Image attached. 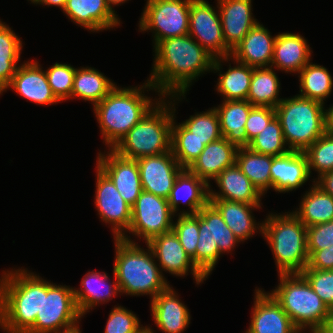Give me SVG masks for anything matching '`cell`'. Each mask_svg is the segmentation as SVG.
I'll use <instances>...</instances> for the list:
<instances>
[{"mask_svg": "<svg viewBox=\"0 0 333 333\" xmlns=\"http://www.w3.org/2000/svg\"><path fill=\"white\" fill-rule=\"evenodd\" d=\"M153 52L155 57L147 80L161 97L186 95L194 81L205 72H212L215 61L189 34L160 41Z\"/></svg>", "mask_w": 333, "mask_h": 333, "instance_id": "obj_1", "label": "cell"}, {"mask_svg": "<svg viewBox=\"0 0 333 333\" xmlns=\"http://www.w3.org/2000/svg\"><path fill=\"white\" fill-rule=\"evenodd\" d=\"M151 90L158 94V98L155 96L153 99V96L145 94ZM161 98L157 89L145 80L143 85L138 86L116 85L101 102L92 107L106 149H113Z\"/></svg>", "mask_w": 333, "mask_h": 333, "instance_id": "obj_2", "label": "cell"}, {"mask_svg": "<svg viewBox=\"0 0 333 333\" xmlns=\"http://www.w3.org/2000/svg\"><path fill=\"white\" fill-rule=\"evenodd\" d=\"M0 276V329L26 333L41 311L42 277L24 267L2 270Z\"/></svg>", "mask_w": 333, "mask_h": 333, "instance_id": "obj_3", "label": "cell"}, {"mask_svg": "<svg viewBox=\"0 0 333 333\" xmlns=\"http://www.w3.org/2000/svg\"><path fill=\"white\" fill-rule=\"evenodd\" d=\"M114 240V266L113 272L117 279L120 296H144L152 301L159 292L164 291L169 285L155 260L152 250L136 242H129L122 238Z\"/></svg>", "mask_w": 333, "mask_h": 333, "instance_id": "obj_4", "label": "cell"}, {"mask_svg": "<svg viewBox=\"0 0 333 333\" xmlns=\"http://www.w3.org/2000/svg\"><path fill=\"white\" fill-rule=\"evenodd\" d=\"M185 96L162 97L112 150L124 158L135 160L169 152L176 105L184 101Z\"/></svg>", "mask_w": 333, "mask_h": 333, "instance_id": "obj_5", "label": "cell"}, {"mask_svg": "<svg viewBox=\"0 0 333 333\" xmlns=\"http://www.w3.org/2000/svg\"><path fill=\"white\" fill-rule=\"evenodd\" d=\"M266 215L262 237L271 249L277 274H300L309 259L307 227L291 211Z\"/></svg>", "mask_w": 333, "mask_h": 333, "instance_id": "obj_6", "label": "cell"}, {"mask_svg": "<svg viewBox=\"0 0 333 333\" xmlns=\"http://www.w3.org/2000/svg\"><path fill=\"white\" fill-rule=\"evenodd\" d=\"M278 276V285L268 293L287 313L294 326L301 333L322 331L329 317V307L301 274Z\"/></svg>", "mask_w": 333, "mask_h": 333, "instance_id": "obj_7", "label": "cell"}, {"mask_svg": "<svg viewBox=\"0 0 333 333\" xmlns=\"http://www.w3.org/2000/svg\"><path fill=\"white\" fill-rule=\"evenodd\" d=\"M298 94L284 98L276 107L284 140L290 150L305 152L326 132V108Z\"/></svg>", "mask_w": 333, "mask_h": 333, "instance_id": "obj_8", "label": "cell"}, {"mask_svg": "<svg viewBox=\"0 0 333 333\" xmlns=\"http://www.w3.org/2000/svg\"><path fill=\"white\" fill-rule=\"evenodd\" d=\"M197 214L199 215V237L196 248V267L209 278L222 254L233 252L241 241L210 202Z\"/></svg>", "mask_w": 333, "mask_h": 333, "instance_id": "obj_9", "label": "cell"}, {"mask_svg": "<svg viewBox=\"0 0 333 333\" xmlns=\"http://www.w3.org/2000/svg\"><path fill=\"white\" fill-rule=\"evenodd\" d=\"M74 287L42 278V305L34 325L26 333H58L81 322L74 299Z\"/></svg>", "mask_w": 333, "mask_h": 333, "instance_id": "obj_10", "label": "cell"}, {"mask_svg": "<svg viewBox=\"0 0 333 333\" xmlns=\"http://www.w3.org/2000/svg\"><path fill=\"white\" fill-rule=\"evenodd\" d=\"M191 0H146L138 30L151 32L153 48L167 38L187 35Z\"/></svg>", "mask_w": 333, "mask_h": 333, "instance_id": "obj_11", "label": "cell"}, {"mask_svg": "<svg viewBox=\"0 0 333 333\" xmlns=\"http://www.w3.org/2000/svg\"><path fill=\"white\" fill-rule=\"evenodd\" d=\"M174 217L177 218L166 198L143 190L131 207L129 230L121 238L133 243L142 240L146 244L154 237L172 231ZM128 233L137 240H132Z\"/></svg>", "mask_w": 333, "mask_h": 333, "instance_id": "obj_12", "label": "cell"}, {"mask_svg": "<svg viewBox=\"0 0 333 333\" xmlns=\"http://www.w3.org/2000/svg\"><path fill=\"white\" fill-rule=\"evenodd\" d=\"M188 34L215 58L231 56L217 5L215 8L206 0H191Z\"/></svg>", "mask_w": 333, "mask_h": 333, "instance_id": "obj_13", "label": "cell"}, {"mask_svg": "<svg viewBox=\"0 0 333 333\" xmlns=\"http://www.w3.org/2000/svg\"><path fill=\"white\" fill-rule=\"evenodd\" d=\"M94 205L97 215L111 226L113 238H121L130 227L131 206L120 196L112 180L96 165Z\"/></svg>", "mask_w": 333, "mask_h": 333, "instance_id": "obj_14", "label": "cell"}, {"mask_svg": "<svg viewBox=\"0 0 333 333\" xmlns=\"http://www.w3.org/2000/svg\"><path fill=\"white\" fill-rule=\"evenodd\" d=\"M146 244L152 250L160 271L166 280L165 272L180 278L192 274L196 286L208 279L195 266L173 231L156 236Z\"/></svg>", "mask_w": 333, "mask_h": 333, "instance_id": "obj_15", "label": "cell"}, {"mask_svg": "<svg viewBox=\"0 0 333 333\" xmlns=\"http://www.w3.org/2000/svg\"><path fill=\"white\" fill-rule=\"evenodd\" d=\"M96 165L112 180L120 196L132 207L143 191L140 170L135 159L118 155L112 149L96 157Z\"/></svg>", "mask_w": 333, "mask_h": 333, "instance_id": "obj_16", "label": "cell"}, {"mask_svg": "<svg viewBox=\"0 0 333 333\" xmlns=\"http://www.w3.org/2000/svg\"><path fill=\"white\" fill-rule=\"evenodd\" d=\"M144 191L168 199L176 177L183 170L172 151L136 159Z\"/></svg>", "mask_w": 333, "mask_h": 333, "instance_id": "obj_17", "label": "cell"}, {"mask_svg": "<svg viewBox=\"0 0 333 333\" xmlns=\"http://www.w3.org/2000/svg\"><path fill=\"white\" fill-rule=\"evenodd\" d=\"M42 68L37 60L31 59V61L22 62L0 95H3L7 89H11L19 96L37 105L50 106L59 103L60 101L48 84L46 72Z\"/></svg>", "mask_w": 333, "mask_h": 333, "instance_id": "obj_18", "label": "cell"}, {"mask_svg": "<svg viewBox=\"0 0 333 333\" xmlns=\"http://www.w3.org/2000/svg\"><path fill=\"white\" fill-rule=\"evenodd\" d=\"M253 301L251 322L245 333H301L264 288H255Z\"/></svg>", "mask_w": 333, "mask_h": 333, "instance_id": "obj_19", "label": "cell"}, {"mask_svg": "<svg viewBox=\"0 0 333 333\" xmlns=\"http://www.w3.org/2000/svg\"><path fill=\"white\" fill-rule=\"evenodd\" d=\"M62 12L71 22L92 33L113 30L122 23L107 0H67Z\"/></svg>", "mask_w": 333, "mask_h": 333, "instance_id": "obj_20", "label": "cell"}, {"mask_svg": "<svg viewBox=\"0 0 333 333\" xmlns=\"http://www.w3.org/2000/svg\"><path fill=\"white\" fill-rule=\"evenodd\" d=\"M149 302L157 330L163 333H183L189 327L190 311L171 284Z\"/></svg>", "mask_w": 333, "mask_h": 333, "instance_id": "obj_21", "label": "cell"}, {"mask_svg": "<svg viewBox=\"0 0 333 333\" xmlns=\"http://www.w3.org/2000/svg\"><path fill=\"white\" fill-rule=\"evenodd\" d=\"M226 46L232 51L259 21L252 0H216Z\"/></svg>", "mask_w": 333, "mask_h": 333, "instance_id": "obj_22", "label": "cell"}, {"mask_svg": "<svg viewBox=\"0 0 333 333\" xmlns=\"http://www.w3.org/2000/svg\"><path fill=\"white\" fill-rule=\"evenodd\" d=\"M270 174L271 189L283 194L298 190L312 177L306 154L293 150L272 159Z\"/></svg>", "mask_w": 333, "mask_h": 333, "instance_id": "obj_23", "label": "cell"}, {"mask_svg": "<svg viewBox=\"0 0 333 333\" xmlns=\"http://www.w3.org/2000/svg\"><path fill=\"white\" fill-rule=\"evenodd\" d=\"M111 281L108 273L88 271L81 280L80 288L74 289V299L80 315L85 317L88 312L97 306L109 303L120 291L117 279Z\"/></svg>", "mask_w": 333, "mask_h": 333, "instance_id": "obj_24", "label": "cell"}, {"mask_svg": "<svg viewBox=\"0 0 333 333\" xmlns=\"http://www.w3.org/2000/svg\"><path fill=\"white\" fill-rule=\"evenodd\" d=\"M299 33H278L274 42L271 67L284 73L298 74L300 70L312 61V48Z\"/></svg>", "mask_w": 333, "mask_h": 333, "instance_id": "obj_25", "label": "cell"}, {"mask_svg": "<svg viewBox=\"0 0 333 333\" xmlns=\"http://www.w3.org/2000/svg\"><path fill=\"white\" fill-rule=\"evenodd\" d=\"M167 200L175 215L197 214L209 202V185L188 169H183L176 177ZM180 204L188 209L181 210Z\"/></svg>", "mask_w": 333, "mask_h": 333, "instance_id": "obj_26", "label": "cell"}, {"mask_svg": "<svg viewBox=\"0 0 333 333\" xmlns=\"http://www.w3.org/2000/svg\"><path fill=\"white\" fill-rule=\"evenodd\" d=\"M276 36L259 22L232 50L231 57L253 68L271 67Z\"/></svg>", "mask_w": 333, "mask_h": 333, "instance_id": "obj_27", "label": "cell"}, {"mask_svg": "<svg viewBox=\"0 0 333 333\" xmlns=\"http://www.w3.org/2000/svg\"><path fill=\"white\" fill-rule=\"evenodd\" d=\"M214 182L219 191L213 190L211 187L213 185H209V199L262 204L264 195L252 184L236 163L222 171L214 179Z\"/></svg>", "mask_w": 333, "mask_h": 333, "instance_id": "obj_28", "label": "cell"}, {"mask_svg": "<svg viewBox=\"0 0 333 333\" xmlns=\"http://www.w3.org/2000/svg\"><path fill=\"white\" fill-rule=\"evenodd\" d=\"M230 60L233 65L231 66ZM226 62V63H225ZM225 63V64H224ZM227 65L226 72H222L223 65ZM253 67L234 60L231 56L215 58L213 73H218L219 78L214 89L223 100H247Z\"/></svg>", "mask_w": 333, "mask_h": 333, "instance_id": "obj_29", "label": "cell"}, {"mask_svg": "<svg viewBox=\"0 0 333 333\" xmlns=\"http://www.w3.org/2000/svg\"><path fill=\"white\" fill-rule=\"evenodd\" d=\"M209 202L219 211L227 226L242 243L258 232L262 235L263 222H257L253 212L255 209V211L262 209L263 204H248L221 199H209Z\"/></svg>", "mask_w": 333, "mask_h": 333, "instance_id": "obj_30", "label": "cell"}, {"mask_svg": "<svg viewBox=\"0 0 333 333\" xmlns=\"http://www.w3.org/2000/svg\"><path fill=\"white\" fill-rule=\"evenodd\" d=\"M237 150L235 144L222 137L207 144L188 170L211 185L222 171L235 164Z\"/></svg>", "mask_w": 333, "mask_h": 333, "instance_id": "obj_31", "label": "cell"}, {"mask_svg": "<svg viewBox=\"0 0 333 333\" xmlns=\"http://www.w3.org/2000/svg\"><path fill=\"white\" fill-rule=\"evenodd\" d=\"M217 107L222 136L237 147H247L245 124L254 107L248 100H222Z\"/></svg>", "mask_w": 333, "mask_h": 333, "instance_id": "obj_32", "label": "cell"}, {"mask_svg": "<svg viewBox=\"0 0 333 333\" xmlns=\"http://www.w3.org/2000/svg\"><path fill=\"white\" fill-rule=\"evenodd\" d=\"M190 115L185 121L176 122L174 116L171 126V137H194L207 144L221 139L220 122L214 107Z\"/></svg>", "mask_w": 333, "mask_h": 333, "instance_id": "obj_33", "label": "cell"}, {"mask_svg": "<svg viewBox=\"0 0 333 333\" xmlns=\"http://www.w3.org/2000/svg\"><path fill=\"white\" fill-rule=\"evenodd\" d=\"M116 83L94 67L76 68L71 99L78 98L93 105L102 101L115 87Z\"/></svg>", "mask_w": 333, "mask_h": 333, "instance_id": "obj_34", "label": "cell"}, {"mask_svg": "<svg viewBox=\"0 0 333 333\" xmlns=\"http://www.w3.org/2000/svg\"><path fill=\"white\" fill-rule=\"evenodd\" d=\"M292 212L306 227L326 223L333 220V196L313 182Z\"/></svg>", "mask_w": 333, "mask_h": 333, "instance_id": "obj_35", "label": "cell"}, {"mask_svg": "<svg viewBox=\"0 0 333 333\" xmlns=\"http://www.w3.org/2000/svg\"><path fill=\"white\" fill-rule=\"evenodd\" d=\"M277 71L273 67L254 68L247 100L253 106L275 108L284 98ZM280 96V97H279Z\"/></svg>", "mask_w": 333, "mask_h": 333, "instance_id": "obj_36", "label": "cell"}, {"mask_svg": "<svg viewBox=\"0 0 333 333\" xmlns=\"http://www.w3.org/2000/svg\"><path fill=\"white\" fill-rule=\"evenodd\" d=\"M273 158L270 155L256 153L248 147H238L236 153V165L264 197L268 190H271L270 168Z\"/></svg>", "mask_w": 333, "mask_h": 333, "instance_id": "obj_37", "label": "cell"}, {"mask_svg": "<svg viewBox=\"0 0 333 333\" xmlns=\"http://www.w3.org/2000/svg\"><path fill=\"white\" fill-rule=\"evenodd\" d=\"M299 78L298 95L325 104L333 90V77L328 69L309 62L297 74Z\"/></svg>", "mask_w": 333, "mask_h": 333, "instance_id": "obj_38", "label": "cell"}, {"mask_svg": "<svg viewBox=\"0 0 333 333\" xmlns=\"http://www.w3.org/2000/svg\"><path fill=\"white\" fill-rule=\"evenodd\" d=\"M247 147L256 153L273 157L290 151L284 140L281 123L276 116L259 135L250 141Z\"/></svg>", "mask_w": 333, "mask_h": 333, "instance_id": "obj_39", "label": "cell"}, {"mask_svg": "<svg viewBox=\"0 0 333 333\" xmlns=\"http://www.w3.org/2000/svg\"><path fill=\"white\" fill-rule=\"evenodd\" d=\"M308 159L310 175L315 171V182L323 174L333 171V134L325 132L305 152Z\"/></svg>", "mask_w": 333, "mask_h": 333, "instance_id": "obj_40", "label": "cell"}, {"mask_svg": "<svg viewBox=\"0 0 333 333\" xmlns=\"http://www.w3.org/2000/svg\"><path fill=\"white\" fill-rule=\"evenodd\" d=\"M178 218L173 221L172 231L178 237L186 253L196 266V248L199 237V215L177 214Z\"/></svg>", "mask_w": 333, "mask_h": 333, "instance_id": "obj_41", "label": "cell"}, {"mask_svg": "<svg viewBox=\"0 0 333 333\" xmlns=\"http://www.w3.org/2000/svg\"><path fill=\"white\" fill-rule=\"evenodd\" d=\"M53 94L61 102L71 100L76 68L71 64L56 62L45 70Z\"/></svg>", "mask_w": 333, "mask_h": 333, "instance_id": "obj_42", "label": "cell"}, {"mask_svg": "<svg viewBox=\"0 0 333 333\" xmlns=\"http://www.w3.org/2000/svg\"><path fill=\"white\" fill-rule=\"evenodd\" d=\"M144 327L132 310L117 304L108 315L104 333H139Z\"/></svg>", "mask_w": 333, "mask_h": 333, "instance_id": "obj_43", "label": "cell"}, {"mask_svg": "<svg viewBox=\"0 0 333 333\" xmlns=\"http://www.w3.org/2000/svg\"><path fill=\"white\" fill-rule=\"evenodd\" d=\"M204 148L205 145L197 138L171 137V151L183 169H188Z\"/></svg>", "mask_w": 333, "mask_h": 333, "instance_id": "obj_44", "label": "cell"}, {"mask_svg": "<svg viewBox=\"0 0 333 333\" xmlns=\"http://www.w3.org/2000/svg\"><path fill=\"white\" fill-rule=\"evenodd\" d=\"M300 274L329 309L333 308V271L304 269Z\"/></svg>", "mask_w": 333, "mask_h": 333, "instance_id": "obj_45", "label": "cell"}, {"mask_svg": "<svg viewBox=\"0 0 333 333\" xmlns=\"http://www.w3.org/2000/svg\"><path fill=\"white\" fill-rule=\"evenodd\" d=\"M275 116V108L254 106L245 124L247 140L250 142L259 135Z\"/></svg>", "mask_w": 333, "mask_h": 333, "instance_id": "obj_46", "label": "cell"}, {"mask_svg": "<svg viewBox=\"0 0 333 333\" xmlns=\"http://www.w3.org/2000/svg\"><path fill=\"white\" fill-rule=\"evenodd\" d=\"M333 245V220L307 227L308 250H321Z\"/></svg>", "mask_w": 333, "mask_h": 333, "instance_id": "obj_47", "label": "cell"}, {"mask_svg": "<svg viewBox=\"0 0 333 333\" xmlns=\"http://www.w3.org/2000/svg\"><path fill=\"white\" fill-rule=\"evenodd\" d=\"M23 42L5 22L0 20V56H21Z\"/></svg>", "mask_w": 333, "mask_h": 333, "instance_id": "obj_48", "label": "cell"}, {"mask_svg": "<svg viewBox=\"0 0 333 333\" xmlns=\"http://www.w3.org/2000/svg\"><path fill=\"white\" fill-rule=\"evenodd\" d=\"M308 264L305 269L332 270L333 245L321 250H308Z\"/></svg>", "mask_w": 333, "mask_h": 333, "instance_id": "obj_49", "label": "cell"}, {"mask_svg": "<svg viewBox=\"0 0 333 333\" xmlns=\"http://www.w3.org/2000/svg\"><path fill=\"white\" fill-rule=\"evenodd\" d=\"M20 59L21 56H0V93L13 78L16 69L21 64Z\"/></svg>", "mask_w": 333, "mask_h": 333, "instance_id": "obj_50", "label": "cell"}, {"mask_svg": "<svg viewBox=\"0 0 333 333\" xmlns=\"http://www.w3.org/2000/svg\"><path fill=\"white\" fill-rule=\"evenodd\" d=\"M315 183L326 193L333 196V171L323 174Z\"/></svg>", "mask_w": 333, "mask_h": 333, "instance_id": "obj_51", "label": "cell"}, {"mask_svg": "<svg viewBox=\"0 0 333 333\" xmlns=\"http://www.w3.org/2000/svg\"><path fill=\"white\" fill-rule=\"evenodd\" d=\"M30 1L34 5H42V6H54L60 8V10H64L67 0H27Z\"/></svg>", "mask_w": 333, "mask_h": 333, "instance_id": "obj_52", "label": "cell"}, {"mask_svg": "<svg viewBox=\"0 0 333 333\" xmlns=\"http://www.w3.org/2000/svg\"><path fill=\"white\" fill-rule=\"evenodd\" d=\"M326 108V131L333 134V104Z\"/></svg>", "mask_w": 333, "mask_h": 333, "instance_id": "obj_53", "label": "cell"}, {"mask_svg": "<svg viewBox=\"0 0 333 333\" xmlns=\"http://www.w3.org/2000/svg\"><path fill=\"white\" fill-rule=\"evenodd\" d=\"M323 333H333V308L329 311V317L327 319L326 325L322 329Z\"/></svg>", "mask_w": 333, "mask_h": 333, "instance_id": "obj_54", "label": "cell"}, {"mask_svg": "<svg viewBox=\"0 0 333 333\" xmlns=\"http://www.w3.org/2000/svg\"><path fill=\"white\" fill-rule=\"evenodd\" d=\"M80 324L81 323H79L78 325H76V326H74V327H72L70 329L59 331L58 333H82V329H81Z\"/></svg>", "mask_w": 333, "mask_h": 333, "instance_id": "obj_55", "label": "cell"}, {"mask_svg": "<svg viewBox=\"0 0 333 333\" xmlns=\"http://www.w3.org/2000/svg\"><path fill=\"white\" fill-rule=\"evenodd\" d=\"M112 7H116V6H121V4H124L125 2L129 1V0H107Z\"/></svg>", "mask_w": 333, "mask_h": 333, "instance_id": "obj_56", "label": "cell"}, {"mask_svg": "<svg viewBox=\"0 0 333 333\" xmlns=\"http://www.w3.org/2000/svg\"><path fill=\"white\" fill-rule=\"evenodd\" d=\"M139 333H150L149 329H148V326L145 325V327Z\"/></svg>", "mask_w": 333, "mask_h": 333, "instance_id": "obj_57", "label": "cell"}, {"mask_svg": "<svg viewBox=\"0 0 333 333\" xmlns=\"http://www.w3.org/2000/svg\"><path fill=\"white\" fill-rule=\"evenodd\" d=\"M147 326H148V329H149L150 333H154L156 331V330H153L152 326L151 327L149 325H147Z\"/></svg>", "mask_w": 333, "mask_h": 333, "instance_id": "obj_58", "label": "cell"}]
</instances>
